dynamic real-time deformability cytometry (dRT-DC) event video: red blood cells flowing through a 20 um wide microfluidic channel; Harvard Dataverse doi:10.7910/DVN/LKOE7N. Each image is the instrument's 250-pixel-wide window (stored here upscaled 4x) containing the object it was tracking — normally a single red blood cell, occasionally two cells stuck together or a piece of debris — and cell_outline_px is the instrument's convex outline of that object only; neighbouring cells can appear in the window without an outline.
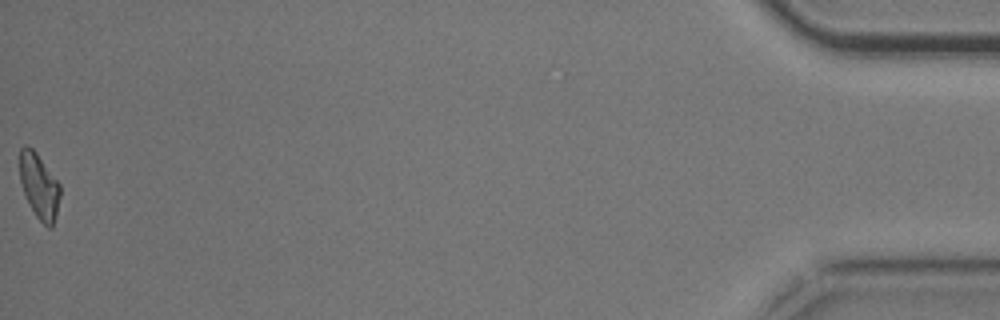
{"species": "common noctule bat (a hibernating species)", "species_latin": "Nyctalus noctula", "temperature_condition": "cold", "stored_images_in_passage": 54, "camera_frame_rate_fps": 3000, "um_per_image_px": 0.085, "animal": {"sex": "male", "body_mass_g": 20.5, "forearm_length_mm": 52.5}, "frame": {"image": 1, "passage_image": 54, "time_ms": 17.667, "image_size_px": [1000, 320], "cell_outline_px": [[60, 196], [56, 216], [52, 228], [48, 228], [36, 216], [24, 192], [20, 180], [20, 148], [24, 144], [28, 144], [36, 152], [60, 184]], "centroid_in_image_um": [3.34, 15.8], "position_along_channel_um": 431.9, "area_um2": 15.2}, "authors_computed_cell_mechanics": {"area_um2": 16.762, "velocity_mm_per_s": 3.7311, "shape_relaxation_time_tau1_ms": 4.612, "shape_relaxation_time_tau2_ms": 5.0807, "deformation_change_tau1": 0.1226, "deformation_change_tau2": 0.0976}}